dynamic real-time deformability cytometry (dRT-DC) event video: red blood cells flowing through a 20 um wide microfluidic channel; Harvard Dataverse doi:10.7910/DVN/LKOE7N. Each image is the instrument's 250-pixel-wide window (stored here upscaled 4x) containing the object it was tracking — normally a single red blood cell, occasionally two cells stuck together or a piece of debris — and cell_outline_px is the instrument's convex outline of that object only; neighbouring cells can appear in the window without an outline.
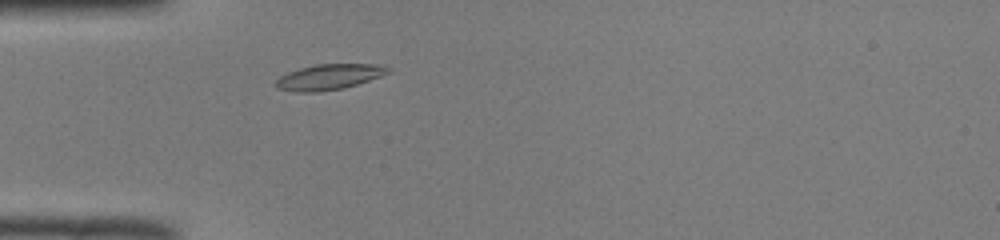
{"species": "common noctule bat (a hibernating species)", "species_latin": "Nyctalus noctula", "temperature_condition": "room temperature", "stored_images_in_passage": 42, "camera_frame_rate_fps": 3000, "um_per_image_px": 0.085, "animal": {"sex": "male", "body_mass_g": 19.0, "forearm_length_mm": 50.8}, "frame": {"image": 1, "passage_image": 6, "time_ms": 1.667, "image_size_px": [1000, 240], "cell_outline_px": [[392, 72], [344, 88], [320, 92], [296, 92], [276, 88], [276, 80], [280, 76], [288, 72], [300, 68], [316, 64], [384, 64], [392, 68]], "centroid_in_image_um": [28.0, 6.53], "position_along_channel_um": 57.0, "area_um2": 16.82}}
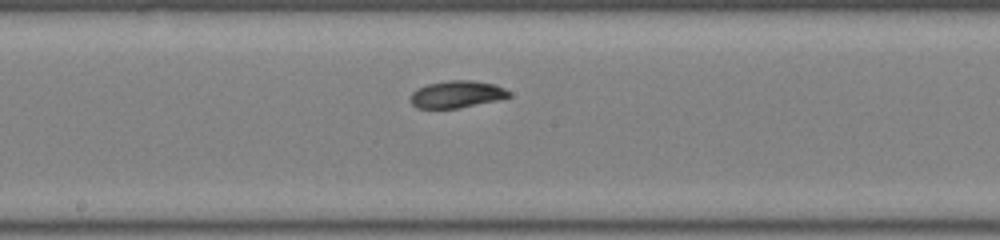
{"frame": {"image": 2, "passage_image": 18, "time_ms": 5.667, "image_size_px": [1000, 240], "cell_outline_px": [[512, 96], [496, 100], [456, 108], [416, 108], [408, 100], [412, 92], [416, 88], [428, 84], [448, 80], [472, 80], [496, 84], [512, 92]], "centroid_in_image_um": [38.81, 8.0], "position_along_channel_um": 209.4, "area_um2": 15.66}}
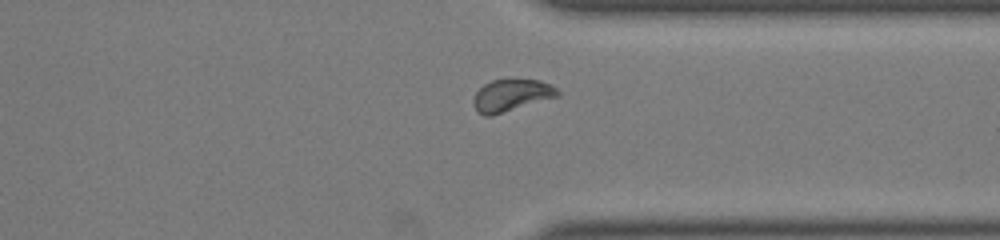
{"frame": {"image": 3, "passage_image": 30, "time_ms": 9.667, "image_size_px": [1000, 240], "cell_outline_px": [[560, 96], [492, 116], [484, 116], [476, 112], [472, 104], [472, 100], [476, 92], [484, 84], [492, 80], [512, 76], [540, 80], [556, 88], [560, 92]], "centroid_in_image_um": [43.45, 8.07], "position_along_channel_um": 368.0, "area_um2": 16.53}, "authors_computed_cell_mechanics": {"area_um2": 15.8661, "velocity_mm_per_s": 3.9539, "shape_relaxation_time_tau1_ms": 1.8908, "shape_relaxation_time_tau2_ms": null, "deformation_change_tau1": 0.0972, "deformation_change_tau2": null}}